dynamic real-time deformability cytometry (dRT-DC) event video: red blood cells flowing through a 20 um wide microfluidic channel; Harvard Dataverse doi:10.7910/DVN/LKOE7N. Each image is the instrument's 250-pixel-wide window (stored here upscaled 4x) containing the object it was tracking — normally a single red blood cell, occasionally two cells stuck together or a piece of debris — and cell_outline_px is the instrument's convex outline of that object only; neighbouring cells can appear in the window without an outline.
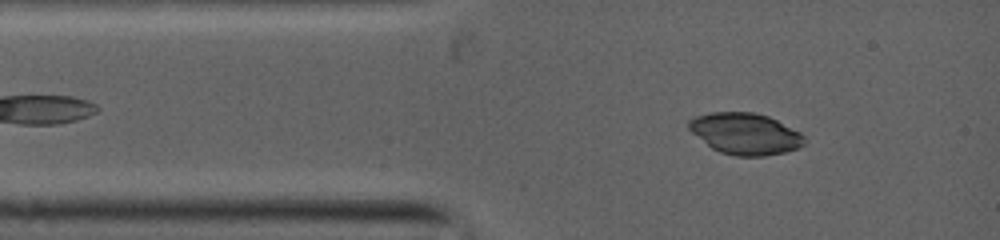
{"species": "common noctule bat (a hibernating species)", "species_latin": "Nyctalus noctula", "temperature_condition": "warm", "stored_images_in_passage": 5, "camera_frame_rate_fps": 5000, "um_per_image_px": 0.085, "animal": {"sex": "female", "body_mass_g": 19.0, "forearm_length_mm": 53.3}, "frame": {"image": 1, "passage_image": 2, "time_ms": 0.6, "image_size_px": [1000, 240], "cell_outline_px": [[804, 144], [796, 148], [784, 152], [764, 156], [736, 156], [720, 152], [712, 148], [692, 132], [688, 128], [688, 120], [696, 116], [712, 112], [752, 112], [768, 116], [800, 132], [804, 136]], "centroid_in_image_um": [63.33, 11.36], "position_along_channel_um": 21.7, "area_um2": 27.63}}
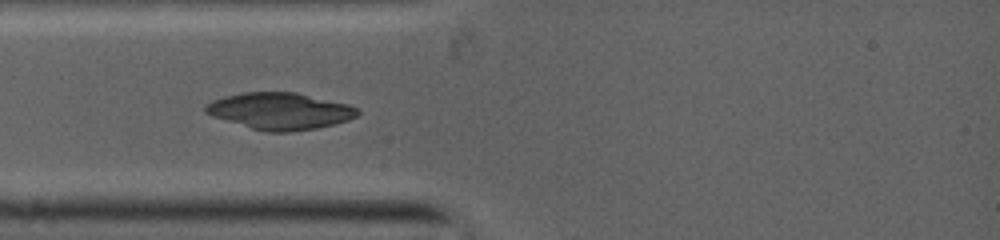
{"frame": {"image": 2, "passage_image": 4, "time_ms": 2.0, "image_size_px": [1000, 240], "cell_outline_px": [[360, 112], [356, 116], [348, 120], [316, 128], [288, 132], [268, 132], [252, 128], [212, 116], [204, 112], [204, 108], [212, 100], [224, 96], [244, 92], [296, 92], [348, 104], [356, 108]], "centroid_in_image_um": [23.78, 9.43], "position_along_channel_um": 61.2, "area_um2": 32.25}}